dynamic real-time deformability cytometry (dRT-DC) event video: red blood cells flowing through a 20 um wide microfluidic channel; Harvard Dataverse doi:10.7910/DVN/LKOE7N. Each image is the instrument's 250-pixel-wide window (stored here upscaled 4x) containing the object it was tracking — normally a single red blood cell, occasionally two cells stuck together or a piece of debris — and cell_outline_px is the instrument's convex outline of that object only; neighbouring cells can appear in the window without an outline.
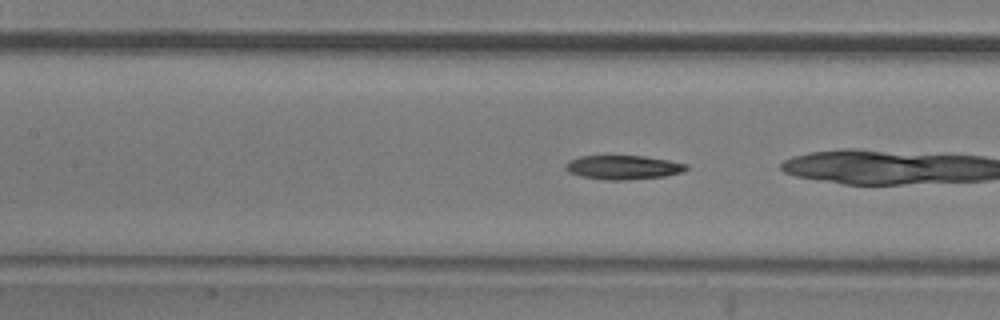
{"species": "common noctule bat (a hibernating species)", "species_latin": "Nyctalus noctula", "temperature_condition": "room temperature", "stored_images_in_passage": 13, "camera_frame_rate_fps": 3000, "um_per_image_px": 0.085, "animal": {"sex": "male", "body_mass_g": 20.5, "forearm_length_mm": 52.5}, "frame": {"image": 1, "passage_image": 8, "time_ms": 2.333, "image_size_px": [1000, 320], "cell_outline_px": [[688, 168], [684, 172], [664, 176], [624, 180], [604, 180], [580, 176], [568, 172], [564, 168], [564, 164], [568, 160], [580, 156], [644, 156], [668, 160], [688, 164]], "centroid_in_image_um": [52.94, 14.22], "position_along_channel_um": 154.5, "area_um2": 17.05}}